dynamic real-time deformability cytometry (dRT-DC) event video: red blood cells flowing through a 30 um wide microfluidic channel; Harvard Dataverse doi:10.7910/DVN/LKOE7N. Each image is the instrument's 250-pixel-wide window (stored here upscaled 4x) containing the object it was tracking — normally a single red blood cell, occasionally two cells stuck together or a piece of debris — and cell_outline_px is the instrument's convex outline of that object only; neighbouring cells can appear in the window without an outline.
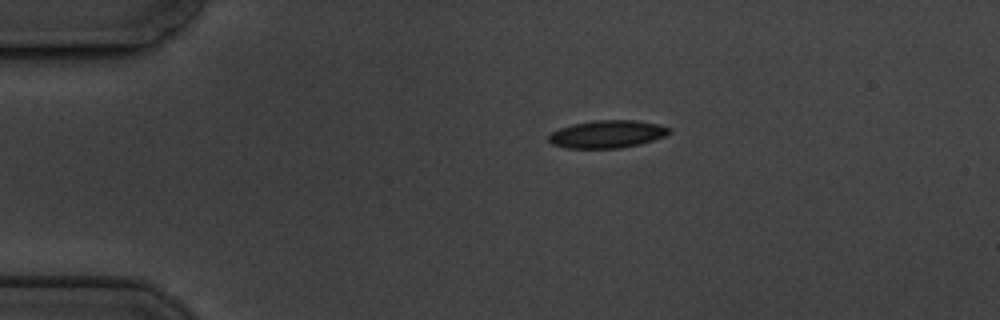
{"species": "common noctule bat (a hibernating species)", "species_latin": "Nyctalus noctula", "temperature_condition": "cold", "stored_images_in_passage": 5, "camera_frame_rate_fps": 3000, "um_per_image_px": 0.085, "animal": {"sex": "male", "body_mass_g": 19.5, "forearm_length_mm": 54.6}, "frame": {"image": 1, "passage_image": 1, "time_ms": 0.0, "image_size_px": [1000, 320], "cell_outline_px": [[672, 132], [664, 136], [640, 144], [620, 148], [564, 148], [552, 144], [548, 140], [548, 136], [552, 132], [560, 128], [572, 124], [596, 120], [636, 120], [660, 124], [672, 128]], "centroid_in_image_um": [51.63, 11.4], "position_along_channel_um": 33.4, "area_um2": 19.54}}
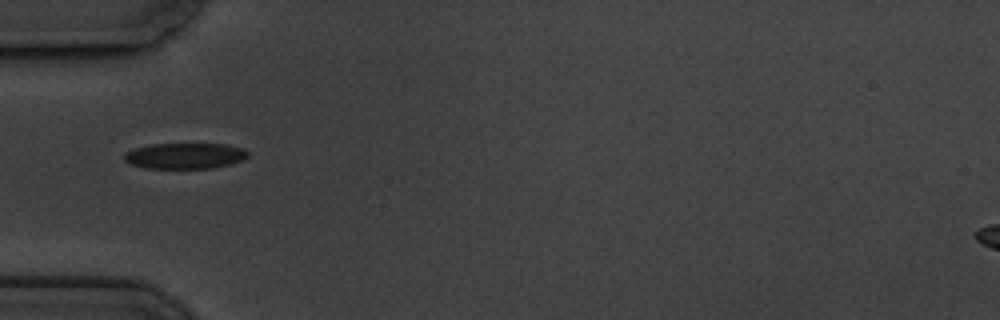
{"frame": {"image": 2, "passage_image": 3, "time_ms": 2.333, "image_size_px": [1000, 320], "cell_outline_px": [[248, 156], [232, 164], [212, 168], [144, 168], [128, 164], [124, 160], [124, 156], [128, 152], [136, 148], [152, 144], [228, 144], [240, 148], [248, 152]], "centroid_in_image_um": [15.71, 13.25], "position_along_channel_um": 69.3, "area_um2": 18.5}}